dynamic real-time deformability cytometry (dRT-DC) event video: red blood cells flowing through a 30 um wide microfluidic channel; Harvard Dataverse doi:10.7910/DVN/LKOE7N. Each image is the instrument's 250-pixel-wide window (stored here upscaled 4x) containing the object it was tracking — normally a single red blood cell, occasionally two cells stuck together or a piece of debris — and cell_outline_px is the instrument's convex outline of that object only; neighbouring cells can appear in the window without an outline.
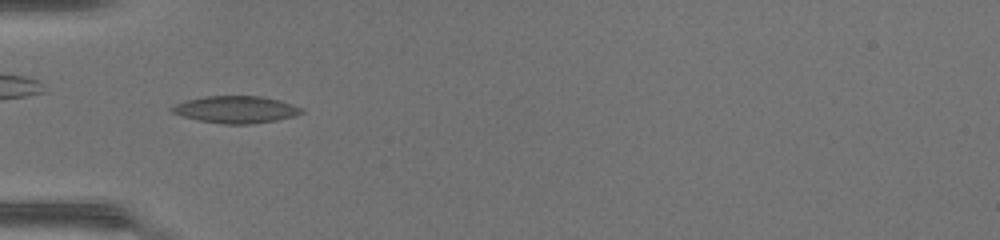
{"species": "common noctule bat (a hibernating species)", "species_latin": "Nyctalus noctula", "temperature_condition": "warm", "stored_images_in_passage": 48, "camera_frame_rate_fps": 3000, "um_per_image_px": 0.085, "animal": {"sex": "female", "body_mass_g": 17.0, "forearm_length_mm": 48.0}, "frame": {"image": 1, "passage_image": 17, "time_ms": 5.333, "image_size_px": [1000, 240], "cell_outline_px": [[304, 112], [296, 116], [276, 120], [252, 124], [224, 124], [200, 120], [184, 116], [172, 112], [168, 108], [184, 100], [204, 96], [260, 96], [280, 100], [304, 108]], "centroid_in_image_um": [20.08, 9.3], "position_along_channel_um": 64.9, "area_um2": 20.52}}
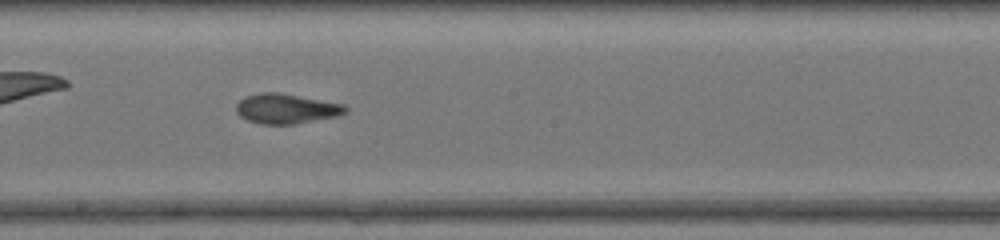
{"frame": {"image": 2, "passage_image": 28, "time_ms": 9.0, "image_size_px": [1000, 240], "cell_outline_px": [[348, 108], [344, 112], [336, 116], [292, 124], [260, 124], [248, 120], [240, 116], [236, 112], [236, 104], [244, 96], [260, 92], [280, 92], [344, 104]], "centroid_in_image_um": [24.28, 9.22], "position_along_channel_um": 223.9, "area_um2": 18.96}}
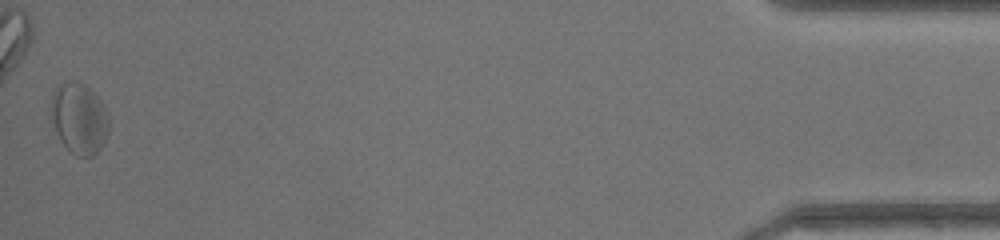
{"frame": {"image": 3, "passage_image": 48, "time_ms": 15.667, "image_size_px": [1000, 240], "cell_outline_px": [[108, 132], [100, 148], [92, 156], [76, 156], [60, 140], [56, 132], [52, 116], [52, 96], [56, 88], [72, 80], [80, 80], [104, 104], [108, 116]], "centroid_in_image_um": [6.75, 10.06], "position_along_channel_um": 428.5, "area_um2": 23.41}, "authors_computed_cell_mechanics": {"area_um2": 20.3456, "velocity_mm_per_s": 4.398, "shape_relaxation_time_tau1_ms": 8.8798, "shape_relaxation_time_tau2_ms": 3.1249, "deformation_change_tau1": 0.2073, "deformation_change_tau2": 0.1057}}